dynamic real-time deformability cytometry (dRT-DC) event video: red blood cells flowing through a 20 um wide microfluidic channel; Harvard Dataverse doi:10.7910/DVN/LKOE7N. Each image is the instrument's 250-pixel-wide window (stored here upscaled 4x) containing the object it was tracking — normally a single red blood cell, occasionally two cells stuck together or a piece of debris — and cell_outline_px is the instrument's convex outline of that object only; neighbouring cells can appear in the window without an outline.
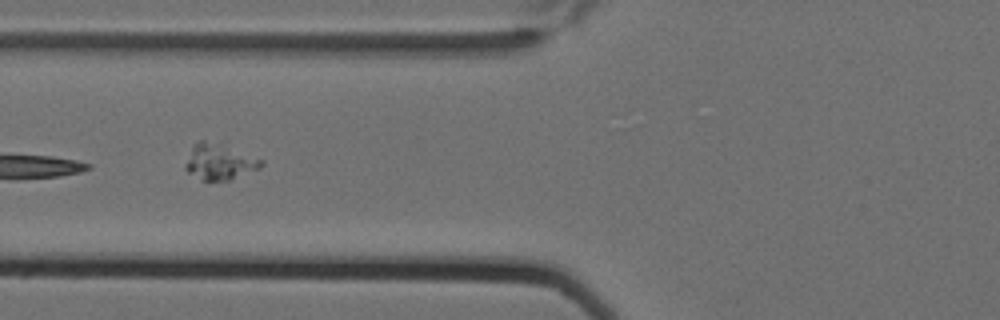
{"species": "Egyptian fruit bat (a non-hibernating species)", "species_latin": "Rousettus aegyptiacus", "temperature_condition": "cold", "stored_images_in_passage": 7, "camera_frame_rate_fps": 3000, "um_per_image_px": 0.085, "animal": {"sex": "female"}, "frame": {"image": 1, "passage_image": 5, "time_ms": 1.333, "image_size_px": [1000, 320], "cell_outline_px": [[264, 164], [260, 168], [228, 180], [200, 180], [188, 172], [184, 168], [184, 164], [192, 148], [200, 140], [204, 140], [264, 160]], "centroid_in_image_um": [18.62, 13.79], "position_along_channel_um": 107.2, "area_um2": 15.2}}